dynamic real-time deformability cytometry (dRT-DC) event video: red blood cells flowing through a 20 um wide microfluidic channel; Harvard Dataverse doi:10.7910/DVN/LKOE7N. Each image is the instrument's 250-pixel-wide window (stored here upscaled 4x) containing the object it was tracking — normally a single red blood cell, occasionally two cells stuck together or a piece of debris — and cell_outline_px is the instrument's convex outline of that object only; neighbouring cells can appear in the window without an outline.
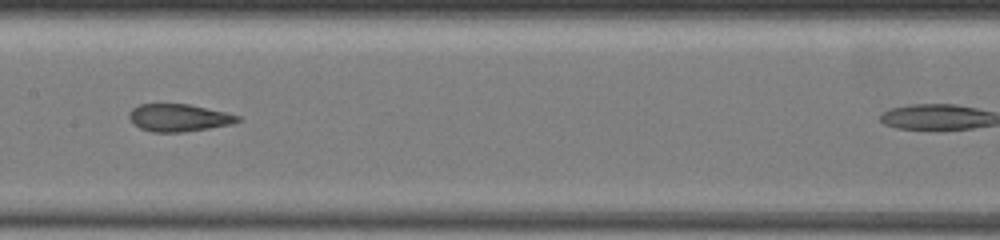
{"species": "common noctule bat (a hibernating species)", "species_latin": "Nyctalus noctula", "temperature_condition": "warm", "stored_images_in_passage": 17, "camera_frame_rate_fps": 3000, "um_per_image_px": 0.085, "animal": {"sex": "female", "body_mass_g": 19.5, "forearm_length_mm": 54.1}, "frame": {"image": 1, "passage_image": 6, "time_ms": 4.0, "image_size_px": [1000, 240], "cell_outline_px": [[240, 120], [232, 124], [184, 132], [152, 132], [140, 128], [132, 124], [128, 116], [128, 112], [132, 108], [140, 104], [188, 104], [228, 112], [240, 116]], "centroid_in_image_um": [15.17, 10.0], "position_along_channel_um": 192.2, "area_um2": 17.51}}